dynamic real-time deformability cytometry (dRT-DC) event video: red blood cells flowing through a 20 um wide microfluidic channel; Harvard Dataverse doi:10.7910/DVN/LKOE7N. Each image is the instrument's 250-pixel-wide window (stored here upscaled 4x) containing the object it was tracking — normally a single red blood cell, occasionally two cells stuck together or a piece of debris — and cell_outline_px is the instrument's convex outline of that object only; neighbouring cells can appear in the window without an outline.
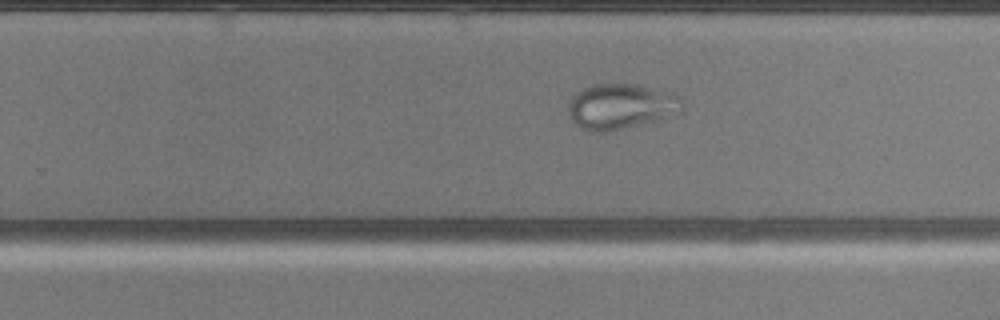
{"species": "common noctule bat (a hibernating species)", "species_latin": "Nyctalus noctula", "temperature_condition": "warm", "stored_images_in_passage": 39, "camera_frame_rate_fps": 3000, "um_per_image_px": 0.085, "animal": {"sex": "male", "body_mass_g": 20.5, "forearm_length_mm": 52.5}, "frame": {"image": 1, "passage_image": 21, "time_ms": 6.667, "image_size_px": [1000, 320], "cell_outline_px": [[664, 116], [660, 120], [604, 132], [588, 132], [580, 128], [572, 120], [568, 112], [568, 104], [572, 96], [576, 92], [592, 84], [636, 84], [660, 92]], "centroid_in_image_um": [52.24, 9.09], "position_along_channel_um": 277.6, "area_um2": 26.93}}
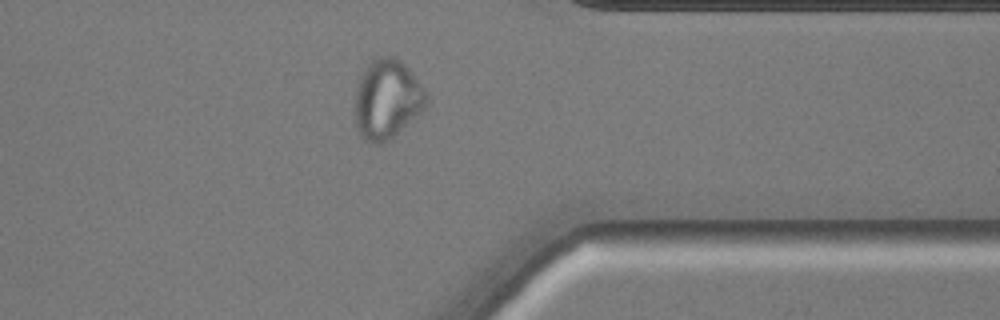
{"frame": {"image": 2, "passage_image": 29, "time_ms": 9.333, "image_size_px": [1000, 320], "cell_outline_px": [[428, 104], [420, 112], [392, 136], [380, 144], [372, 144], [360, 136], [356, 128], [352, 108], [356, 88], [360, 76], [368, 64], [372, 60], [380, 56], [392, 56], [400, 60], [408, 68], [428, 92]], "centroid_in_image_um": [32.86, 8.43], "position_along_channel_um": 378.5, "area_um2": 33.29}}
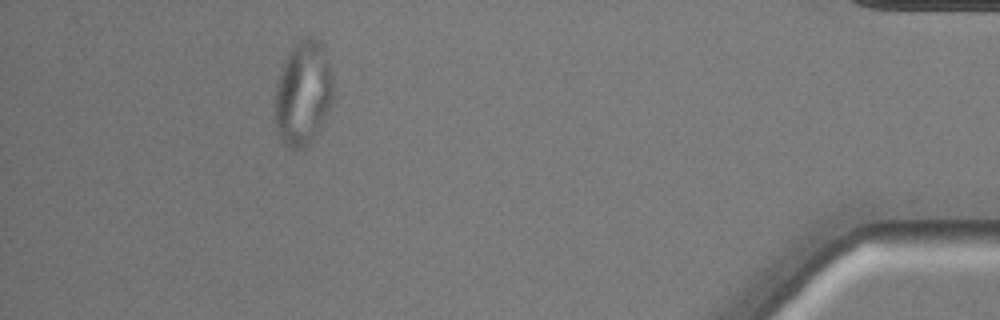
{"frame": {"image": 3, "passage_image": 35, "time_ms": 11.333, "image_size_px": [1000, 320], "cell_outline_px": [[332, 104], [312, 140], [304, 148], [292, 148], [284, 144], [280, 140], [276, 132], [276, 84], [284, 60], [288, 52], [304, 36], [312, 36], [320, 40], [332, 76]], "centroid_in_image_um": [25.75, 7.92], "position_along_channel_um": 409.5, "area_um2": 35.08}}